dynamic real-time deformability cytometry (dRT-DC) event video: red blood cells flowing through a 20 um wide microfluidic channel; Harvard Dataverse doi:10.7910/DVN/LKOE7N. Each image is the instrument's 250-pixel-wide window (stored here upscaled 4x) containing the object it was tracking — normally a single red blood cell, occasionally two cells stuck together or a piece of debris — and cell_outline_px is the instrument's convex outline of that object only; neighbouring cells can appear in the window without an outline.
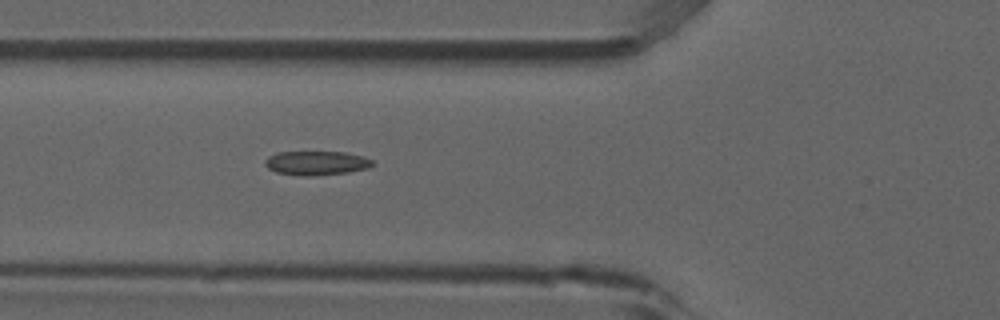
{"species": "common noctule bat (a hibernating species)", "species_latin": "Nyctalus noctula", "temperature_condition": "room temperature", "stored_images_in_passage": 5, "camera_frame_rate_fps": 3000, "um_per_image_px": 0.085, "animal": {"sex": "male", "forearm_length_mm": 52.5}, "frame": {"image": 1, "passage_image": 5, "time_ms": 1.333, "image_size_px": [1000, 320], "cell_outline_px": [[372, 164], [368, 168], [348, 172], [312, 176], [304, 176], [276, 172], [268, 168], [264, 164], [264, 160], [268, 156], [276, 152], [344, 152], [364, 156], [372, 160]], "centroid_in_image_um": [26.86, 13.85], "position_along_channel_um": 98.9, "area_um2": 15.09}}